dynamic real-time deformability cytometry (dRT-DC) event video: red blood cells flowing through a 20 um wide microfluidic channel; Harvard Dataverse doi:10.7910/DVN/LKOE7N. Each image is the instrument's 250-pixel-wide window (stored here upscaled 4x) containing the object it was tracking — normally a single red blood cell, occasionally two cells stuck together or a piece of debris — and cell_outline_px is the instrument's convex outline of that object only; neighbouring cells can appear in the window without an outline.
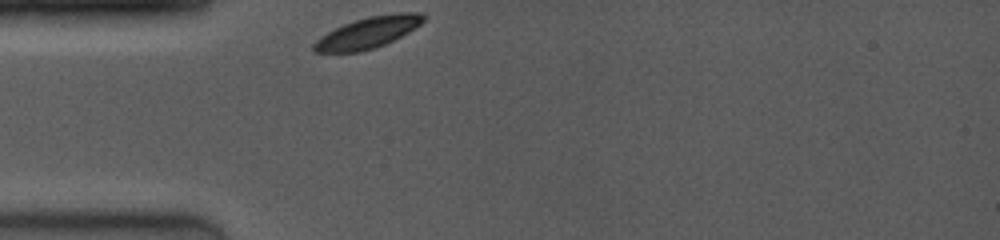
{"species": "common noctule bat (a hibernating species)", "species_latin": "Nyctalus noctula", "temperature_condition": "room temperature", "stored_images_in_passage": 38, "camera_frame_rate_fps": 4000, "um_per_image_px": 0.085, "animal": {"sex": "female", "body_mass_g": 19.0, "forearm_length_mm": 53.3}, "frame": {"image": 1, "passage_image": 1, "time_ms": 0.0, "image_size_px": [1000, 240], "cell_outline_px": [[424, 20], [420, 24], [408, 32], [384, 44], [360, 52], [316, 52], [312, 48], [312, 44], [320, 36], [344, 24], [368, 16], [400, 12], [420, 12], [424, 16]], "centroid_in_image_um": [31.26, 2.76], "position_along_channel_um": 53.7, "area_um2": 19.59}}
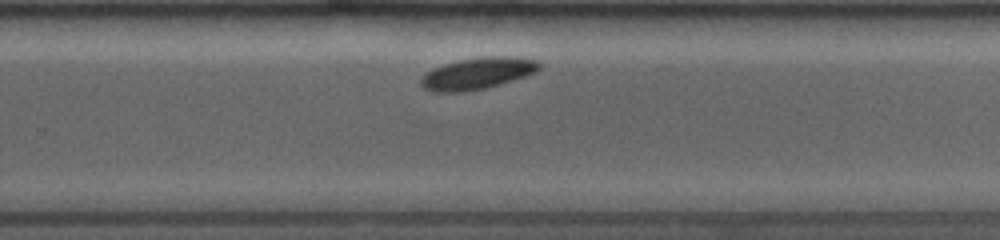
{"frame": {"image": 2, "passage_image": 25, "time_ms": 6.5, "image_size_px": [1000, 240], "cell_outline_px": [[540, 68], [536, 72], [512, 80], [484, 88], [464, 92], [432, 92], [424, 88], [420, 84], [420, 76], [432, 68], [456, 60], [484, 56], [516, 56], [540, 60]], "centroid_in_image_um": [40.56, 6.22], "position_along_channel_um": 289.2, "area_um2": 22.08}}
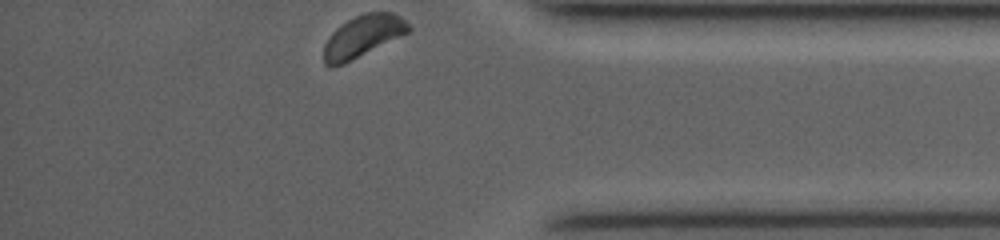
{"frame": {"image": 3, "passage_image": 38, "time_ms": 9.75, "image_size_px": [1000, 240], "cell_outline_px": [[412, 28], [408, 32], [344, 64], [332, 68], [324, 64], [324, 44], [332, 32], [336, 28], [348, 20], [364, 12], [392, 12], [400, 16]], "centroid_in_image_um": [30.81, 3.09], "position_along_channel_um": 404.4, "area_um2": 20.46}, "authors_computed_cell_mechanics": {"area_um2": 21.4438, "velocity_mm_per_s": 3.7553, "shape_relaxation_time_tau1_ms": 0.6399, "shape_relaxation_time_tau2_ms": null, "deformation_change_tau1": 0.0364, "deformation_change_tau2": null}}